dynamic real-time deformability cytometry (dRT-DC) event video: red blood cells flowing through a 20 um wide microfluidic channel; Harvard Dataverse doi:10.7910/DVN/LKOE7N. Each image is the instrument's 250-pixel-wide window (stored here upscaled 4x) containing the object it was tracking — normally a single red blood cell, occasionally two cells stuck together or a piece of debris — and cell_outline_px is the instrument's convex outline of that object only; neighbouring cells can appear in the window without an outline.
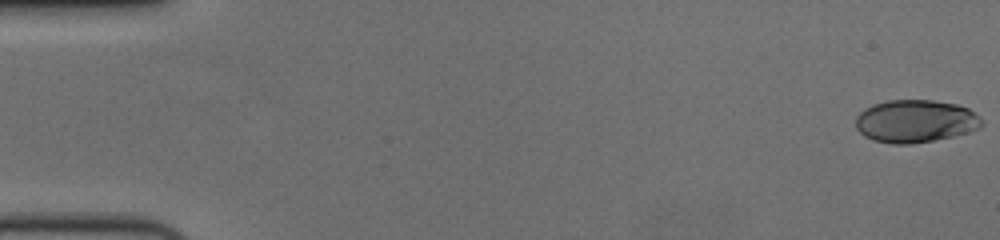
{"species": "human", "species_latin": "Homo sapiens", "temperature_condition": "cold", "stored_images_in_passage": 12, "camera_frame_rate_fps": 3000, "um_per_image_px": 0.085, "donor": {"sex": "female"}, "frame": {"image": 1, "passage_image": 1, "time_ms": 0.0, "image_size_px": [1000, 240], "cell_outline_px": [[984, 124], [980, 128], [968, 132], [952, 136], [932, 140], [908, 144], [892, 144], [872, 140], [864, 136], [856, 128], [856, 116], [864, 108], [872, 104], [888, 100], [932, 100], [956, 104], [968, 108], [984, 120]], "centroid_in_image_um": [77.8, 10.29], "position_along_channel_um": 7.2, "area_um2": 31.5}}